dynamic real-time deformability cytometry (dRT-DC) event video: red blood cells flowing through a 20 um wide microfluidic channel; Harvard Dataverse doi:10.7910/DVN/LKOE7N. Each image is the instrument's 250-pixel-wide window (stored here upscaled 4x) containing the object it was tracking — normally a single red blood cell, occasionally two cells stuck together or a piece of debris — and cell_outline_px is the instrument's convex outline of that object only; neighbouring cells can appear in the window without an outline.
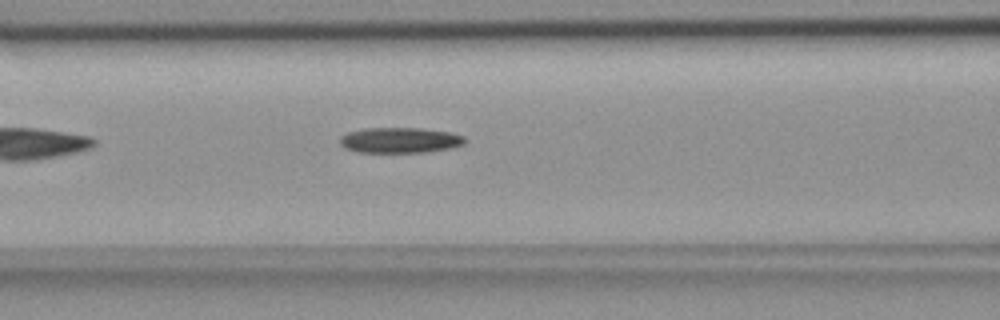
{"species": "common noctule bat (a hibernating species)", "species_latin": "Nyctalus noctula", "temperature_condition": "room temperature", "stored_images_in_passage": 40, "camera_frame_rate_fps": 3000, "um_per_image_px": 0.085, "animal": {"sex": "female", "body_mass_g": 18.4}, "frame": {"image": 1, "passage_image": 10, "time_ms": 3.0, "image_size_px": [1000, 320], "cell_outline_px": [[464, 144], [448, 148], [424, 152], [360, 152], [344, 148], [340, 144], [340, 136], [348, 132], [364, 128], [420, 128], [448, 132], [464, 136]], "centroid_in_image_um": [33.94, 11.91], "position_along_channel_um": 132.7, "area_um2": 18.38}}
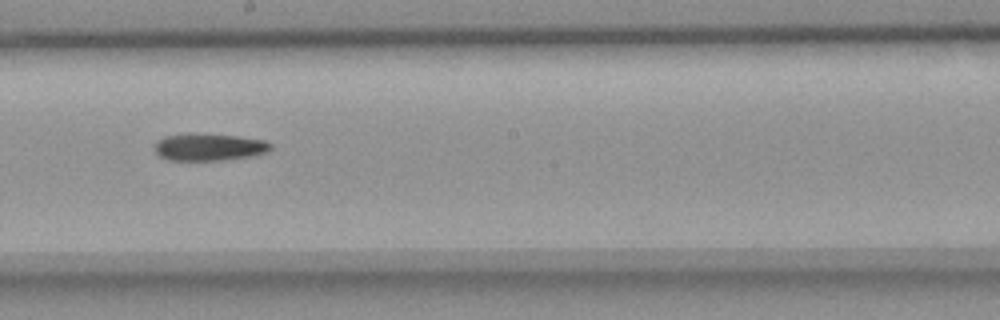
{"frame": {"image": 2, "passage_image": 18, "time_ms": 5.667, "image_size_px": [1000, 320], "cell_outline_px": [[272, 148], [268, 152], [256, 156], [224, 160], [168, 160], [160, 156], [156, 152], [156, 140], [164, 136], [236, 136], [264, 140], [272, 144]], "centroid_in_image_um": [17.86, 12.55], "position_along_channel_um": 230.3, "area_um2": 17.69}}
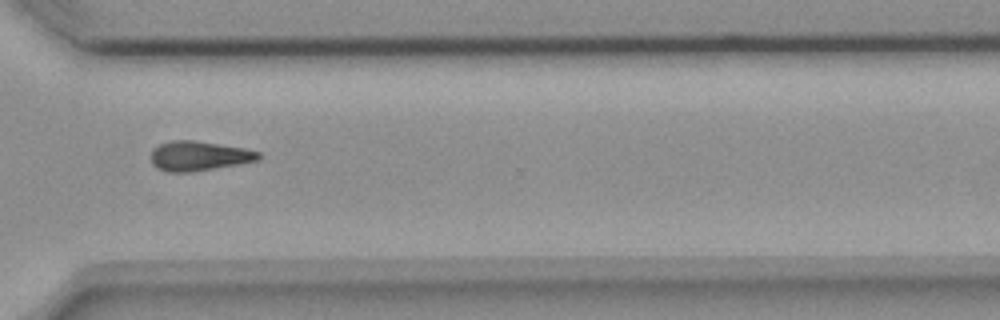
{"frame": {"image": 3, "passage_image": 28, "time_ms": 9.0, "image_size_px": [1000, 320], "cell_outline_px": [[260, 160], [192, 172], [168, 172], [156, 168], [152, 164], [152, 148], [160, 144], [172, 140], [192, 140], [244, 148], [260, 152]], "centroid_in_image_um": [16.89, 13.26], "position_along_channel_um": 353.7, "area_um2": 18.5}}